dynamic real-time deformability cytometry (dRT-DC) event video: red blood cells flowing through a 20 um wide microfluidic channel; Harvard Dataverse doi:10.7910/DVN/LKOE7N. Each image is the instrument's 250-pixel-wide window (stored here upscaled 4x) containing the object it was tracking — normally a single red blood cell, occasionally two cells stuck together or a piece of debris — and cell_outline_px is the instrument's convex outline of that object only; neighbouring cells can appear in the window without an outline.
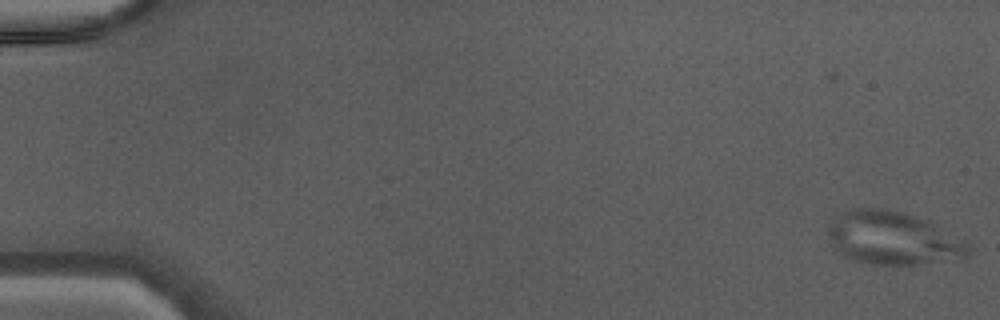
{"species": "Egyptian fruit bat (a non-hibernating species)", "species_latin": "Rousettus aegyptiacus", "temperature_condition": "warm", "stored_images_in_passage": 46, "camera_frame_rate_fps": 3000, "um_per_image_px": 0.085, "animal": {"sex": "male"}, "frame": {"image": 1, "passage_image": 1, "time_ms": 0.0, "image_size_px": [1000, 320], "cell_outline_px": [[972, 252], [968, 256], [960, 260], [920, 264], [872, 264], [852, 260], [844, 256], [828, 240], [828, 228], [836, 216], [840, 212], [848, 208], [888, 208], [928, 220], [964, 240], [968, 244]], "centroid_in_image_um": [75.93, 20.25], "position_along_channel_um": 9.1, "area_um2": 43.87}}
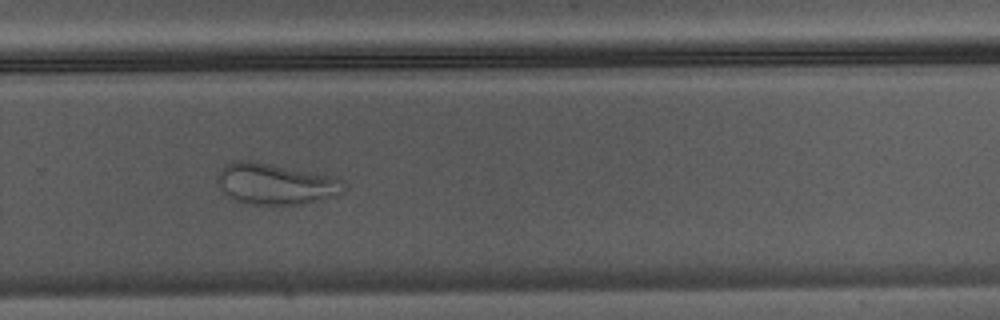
{"frame": {"image": 2, "passage_image": 32, "time_ms": 10.333, "image_size_px": [1000, 320], "cell_outline_px": [[348, 188], [344, 192], [336, 196], [300, 204], [248, 204], [236, 200], [228, 196], [220, 188], [216, 180], [220, 168], [224, 164], [232, 160], [256, 160], [332, 176], [344, 180]], "centroid_in_image_um": [23.42, 15.6], "position_along_channel_um": 306.4, "area_um2": 30.81}}
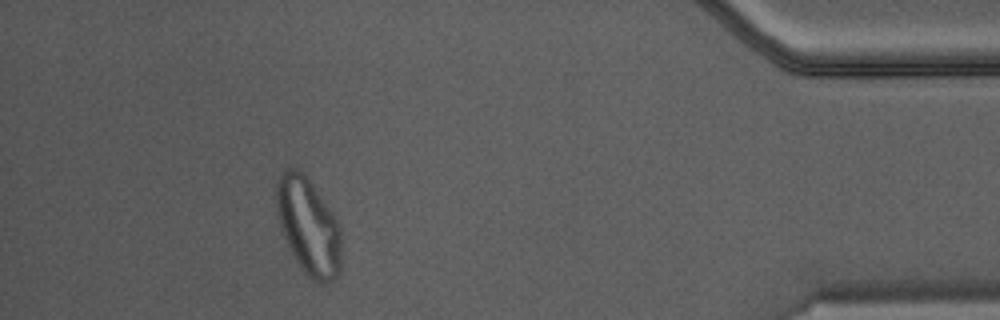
{"frame": {"image": 3, "passage_image": 42, "time_ms": 13.667, "image_size_px": [1000, 320], "cell_outline_px": [[340, 272], [332, 280], [324, 284], [320, 284], [312, 280], [300, 268], [292, 256], [284, 236], [276, 212], [276, 184], [280, 176], [288, 168], [300, 168], [312, 184], [332, 212], [340, 228]], "centroid_in_image_um": [26.2, 19.26], "position_along_channel_um": 409.0, "area_um2": 36.53}}